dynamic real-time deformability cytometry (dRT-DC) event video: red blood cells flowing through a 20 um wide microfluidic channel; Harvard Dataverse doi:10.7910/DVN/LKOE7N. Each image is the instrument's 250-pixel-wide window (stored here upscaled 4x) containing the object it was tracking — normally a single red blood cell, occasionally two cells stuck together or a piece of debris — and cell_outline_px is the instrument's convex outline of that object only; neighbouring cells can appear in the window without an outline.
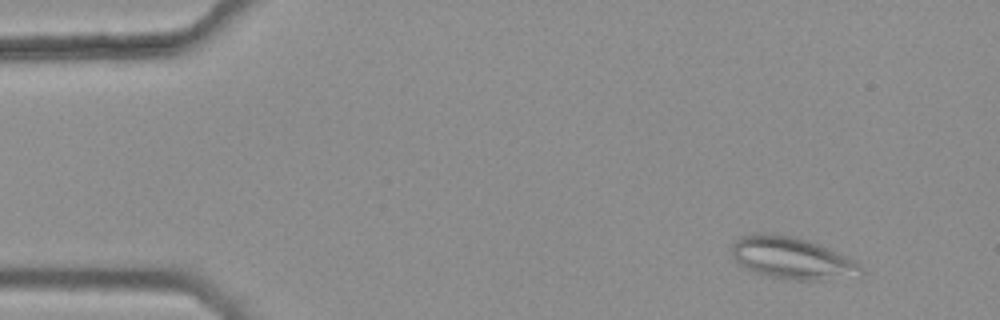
{"species": "common noctule bat (a hibernating species)", "species_latin": "Nyctalus noctula", "temperature_condition": "warm", "stored_images_in_passage": 43, "camera_frame_rate_fps": 3000, "um_per_image_px": 0.085, "animal": {"sex": "female", "body_mass_g": 25.1}, "frame": {"image": 1, "passage_image": 4, "time_ms": 1.0, "image_size_px": [1000, 320], "cell_outline_px": [[860, 268], [820, 280], [784, 280], [768, 276], [756, 272], [740, 264], [732, 256], [732, 244], [740, 236], [756, 232], [764, 232], [796, 236], [808, 240], [856, 260]], "centroid_in_image_um": [67.11, 21.87], "position_along_channel_um": 17.9, "area_um2": 30.52}}
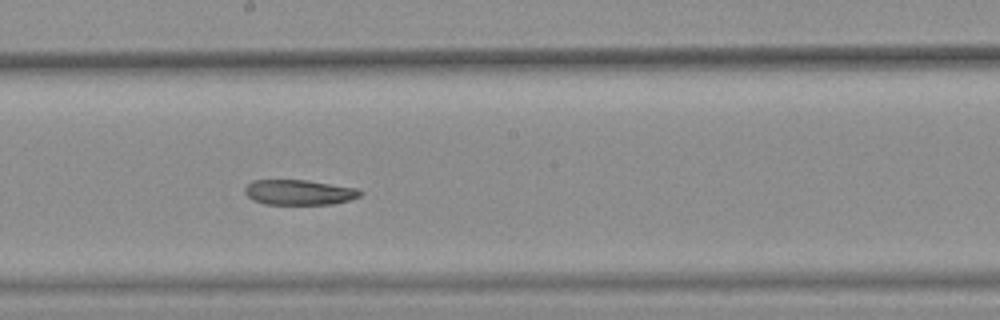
{"frame": {"image": 2, "passage_image": 28, "time_ms": 9.0, "image_size_px": [1000, 320], "cell_outline_px": [[364, 192], [360, 196], [348, 200], [332, 204], [264, 204], [252, 200], [244, 192], [244, 188], [252, 180], [308, 180], [356, 188]], "centroid_in_image_um": [25.4, 16.34], "position_along_channel_um": 222.8, "area_um2": 16.94}}
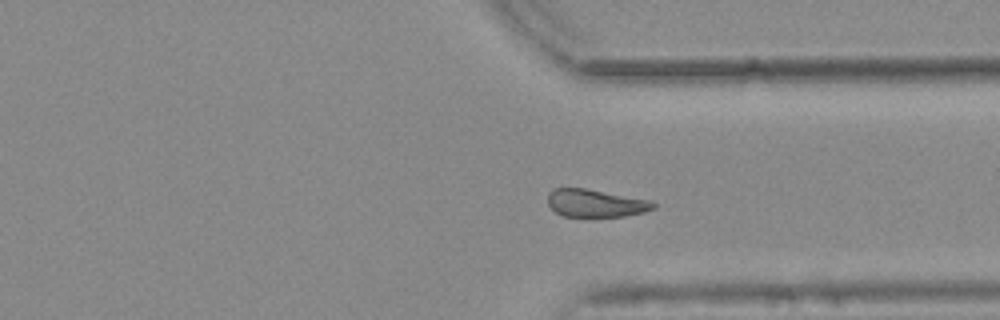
{"frame": {"image": 3, "passage_image": 39, "time_ms": 12.667, "image_size_px": [1000, 320], "cell_outline_px": [[656, 208], [644, 212], [624, 216], [564, 216], [556, 212], [548, 204], [548, 192], [552, 188], [584, 188], [652, 200], [656, 204]], "centroid_in_image_um": [50.64, 17.26], "position_along_channel_um": 360.8, "area_um2": 17.05}, "authors_computed_cell_mechanics": {"area_um2": 18.7272, "velocity_mm_per_s": 3.7453, "shape_relaxation_time_tau1_ms": null, "shape_relaxation_time_tau2_ms": 6.431, "deformation_change_tau1": null, "deformation_change_tau2": 0.1376}}